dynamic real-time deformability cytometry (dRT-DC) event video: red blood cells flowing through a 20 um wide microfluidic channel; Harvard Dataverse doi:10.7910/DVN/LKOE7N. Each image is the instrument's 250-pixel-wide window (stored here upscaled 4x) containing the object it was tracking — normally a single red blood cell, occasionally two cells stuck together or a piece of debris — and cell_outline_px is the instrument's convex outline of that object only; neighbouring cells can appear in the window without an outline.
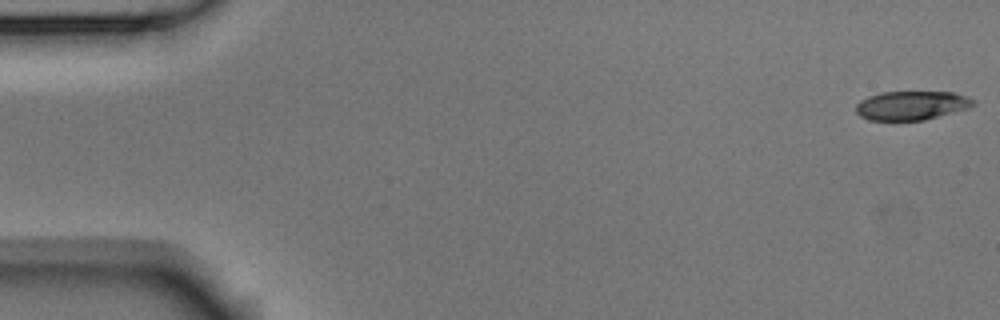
{"species": "Egyptian fruit bat (a non-hibernating species)", "species_latin": "Rousettus aegyptiacus", "temperature_condition": "room temperature", "stored_images_in_passage": 5, "camera_frame_rate_fps": 3000, "um_per_image_px": 0.085, "animal": {"sex": "male"}, "frame": {"image": 1, "passage_image": 1, "time_ms": 0.0, "image_size_px": [1000, 320], "cell_outline_px": [[976, 104], [968, 108], [924, 120], [868, 120], [860, 116], [856, 112], [856, 104], [860, 100], [868, 96], [880, 92], [952, 92], [968, 96], [976, 100]], "centroid_in_image_um": [77.48, 8.96], "position_along_channel_um": 7.5, "area_um2": 19.88}}